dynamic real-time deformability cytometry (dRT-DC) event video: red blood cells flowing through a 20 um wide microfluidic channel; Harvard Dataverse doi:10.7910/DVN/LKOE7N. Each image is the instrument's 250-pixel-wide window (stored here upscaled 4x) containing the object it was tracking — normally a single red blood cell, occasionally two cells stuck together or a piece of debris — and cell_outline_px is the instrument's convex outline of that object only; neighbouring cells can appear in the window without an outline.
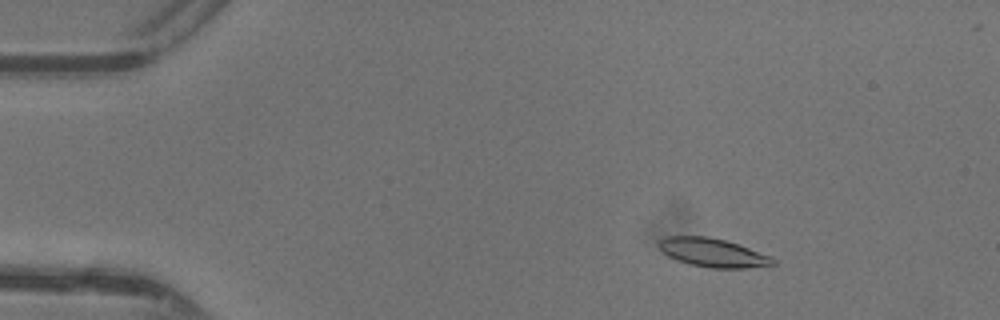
{"species": "common noctule bat (a hibernating species)", "species_latin": "Nyctalus noctula", "temperature_condition": "warm", "stored_images_in_passage": 39, "camera_frame_rate_fps": 3000, "um_per_image_px": 0.085, "animal": {"sex": "female"}, "frame": {"image": 1, "passage_image": 7, "time_ms": 2.0, "image_size_px": [1000, 320], "cell_outline_px": [[776, 264], [748, 268], [708, 268], [688, 264], [676, 260], [668, 256], [660, 248], [660, 240], [668, 236], [708, 236], [724, 240], [772, 256], [776, 260]], "centroid_in_image_um": [60.61, 21.49], "position_along_channel_um": 24.4, "area_um2": 18.96}}
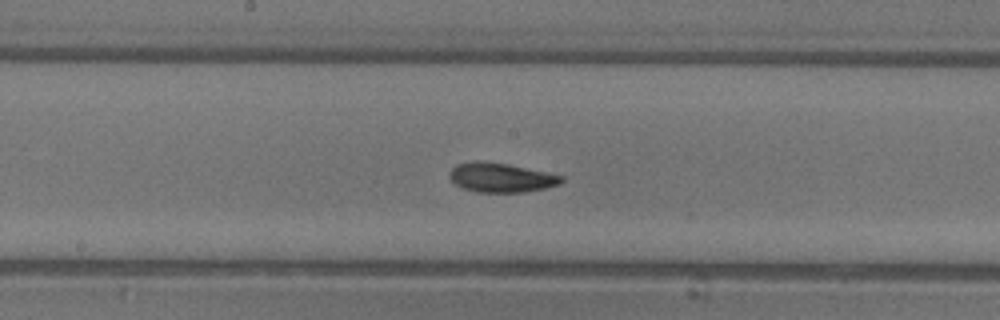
{"frame": {"image": 2, "passage_image": 25, "time_ms": 8.0, "image_size_px": [1000, 320], "cell_outline_px": [[564, 180], [560, 184], [544, 188], [524, 192], [476, 192], [464, 188], [456, 184], [448, 176], [452, 168], [456, 164], [508, 164], [564, 176]], "centroid_in_image_um": [42.65, 15.14], "position_along_channel_um": 205.5, "area_um2": 18.26}}
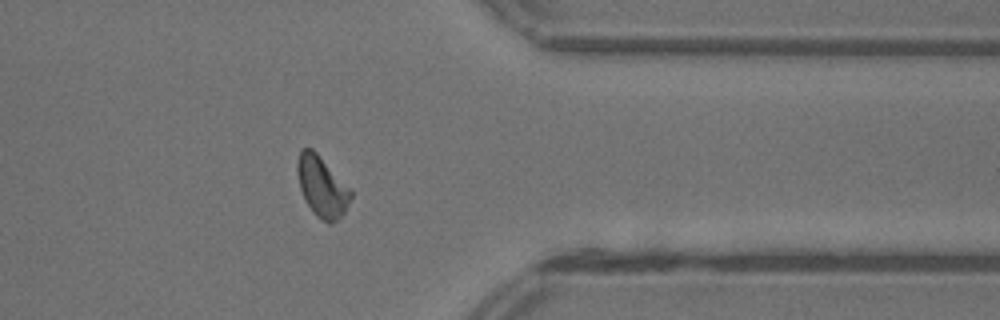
{"frame": {"image": 3, "passage_image": 38, "time_ms": 12.333, "image_size_px": [1000, 320], "cell_outline_px": [[352, 196], [344, 212], [332, 224], [328, 224], [320, 220], [312, 212], [300, 188], [296, 168], [296, 164], [300, 148], [312, 148], [352, 188]], "centroid_in_image_um": [27.38, 15.85], "position_along_channel_um": 384.0, "area_um2": 19.07}, "authors_computed_cell_mechanics": {"area_um2": 18.6694, "velocity_mm_per_s": 4.3892, "shape_relaxation_time_tau1_ms": 4.5151, "shape_relaxation_time_tau2_ms": 3.9862, "deformation_change_tau1": 0.1471, "deformation_change_tau2": 0.1148}}